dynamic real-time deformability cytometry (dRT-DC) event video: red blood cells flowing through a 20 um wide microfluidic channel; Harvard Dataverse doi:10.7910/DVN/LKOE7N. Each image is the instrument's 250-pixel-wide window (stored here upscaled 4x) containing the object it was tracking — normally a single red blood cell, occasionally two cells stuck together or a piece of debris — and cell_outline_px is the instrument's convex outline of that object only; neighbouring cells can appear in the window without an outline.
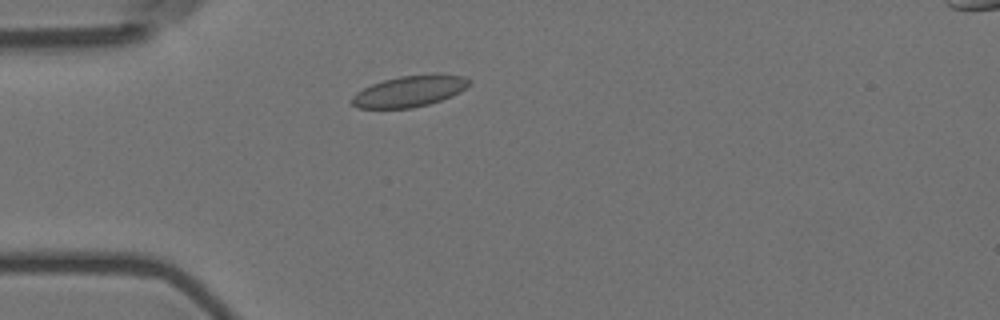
{"species": "Egyptian fruit bat (a non-hibernating species)", "species_latin": "Rousettus aegyptiacus", "temperature_condition": "room temperature", "stored_images_in_passage": 50, "camera_frame_rate_fps": 3000, "um_per_image_px": 0.085, "animal": {"sex": "female"}, "frame": {"image": 1, "passage_image": 9, "time_ms": 2.667, "image_size_px": [1000, 320], "cell_outline_px": [[472, 80], [460, 92], [452, 96], [428, 104], [412, 108], [360, 108], [352, 104], [352, 96], [356, 92], [372, 84], [384, 80], [400, 76], [436, 72], [440, 72], [464, 76]], "centroid_in_image_um": [34.86, 7.72], "position_along_channel_um": 50.1, "area_um2": 21.5}}
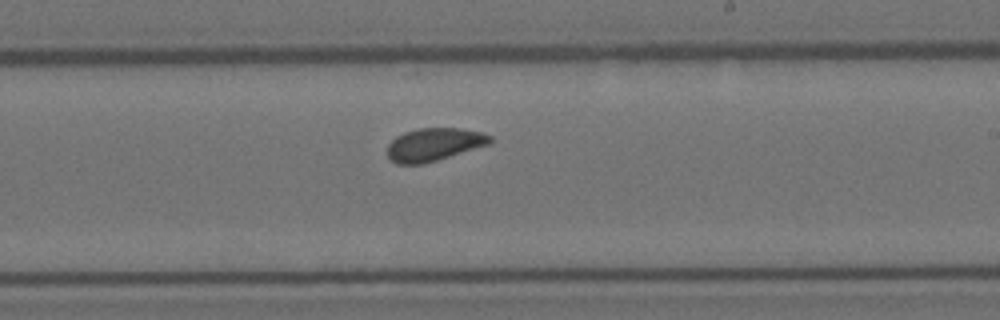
{"frame": {"image": 2, "passage_image": 27, "time_ms": 8.667, "image_size_px": [1000, 320], "cell_outline_px": [[492, 140], [488, 144], [424, 164], [396, 164], [388, 156], [388, 144], [396, 136], [404, 132], [420, 128], [460, 128], [484, 132], [492, 136]], "centroid_in_image_um": [36.89, 12.27], "position_along_channel_um": 252.1, "area_um2": 19.59}}
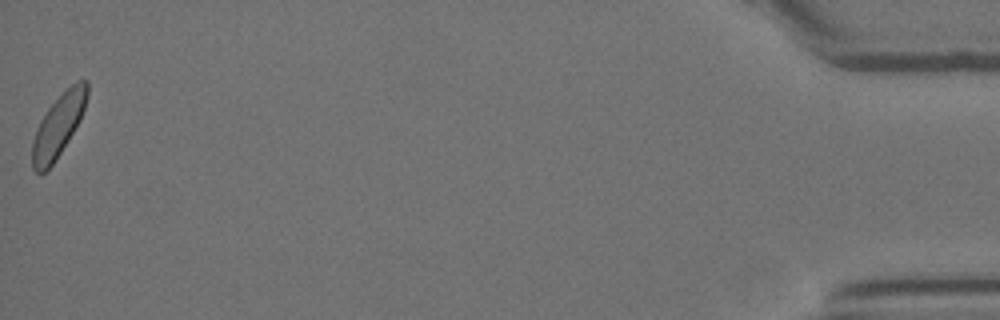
{"frame": {"image": 3, "passage_image": 50, "time_ms": 16.333, "image_size_px": [1000, 320], "cell_outline_px": [[88, 96], [80, 120], [68, 140], [52, 164], [40, 176], [32, 168], [32, 140], [36, 128], [40, 120], [48, 108], [76, 80], [88, 80]], "centroid_in_image_um": [4.94, 10.68], "position_along_channel_um": 430.3, "area_um2": 19.77}, "authors_computed_cell_mechanics": {"area_um2": 20.1144, "velocity_mm_per_s": 3.5671, "shape_relaxation_time_tau1_ms": 2.6084, "shape_relaxation_time_tau2_ms": 1.0268, "deformation_change_tau1": 0.0761, "deformation_change_tau2": 0.0682}}